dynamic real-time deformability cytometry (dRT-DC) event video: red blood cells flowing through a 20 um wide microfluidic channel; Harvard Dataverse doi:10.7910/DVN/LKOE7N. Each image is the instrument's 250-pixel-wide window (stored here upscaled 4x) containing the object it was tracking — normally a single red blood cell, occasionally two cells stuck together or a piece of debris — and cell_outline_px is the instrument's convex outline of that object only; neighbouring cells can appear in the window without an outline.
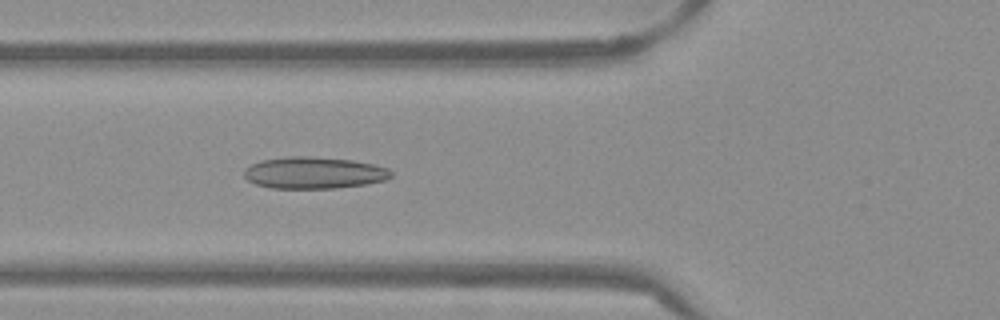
{"species": "Egyptian fruit bat (a non-hibernating species)", "species_latin": "Rousettus aegyptiacus", "temperature_condition": "warm", "stored_images_in_passage": 52, "camera_frame_rate_fps": 3000, "um_per_image_px": 0.085, "frame": {"image": 1, "passage_image": 19, "time_ms": 6.0, "image_size_px": [1000, 320], "cell_outline_px": [[392, 176], [384, 180], [364, 184], [336, 188], [272, 188], [256, 184], [248, 180], [244, 176], [244, 168], [260, 160], [284, 156], [308, 156], [352, 160], [372, 164], [388, 168], [392, 172]], "centroid_in_image_um": [26.65, 14.68], "position_along_channel_um": 99.1, "area_um2": 27.17}}
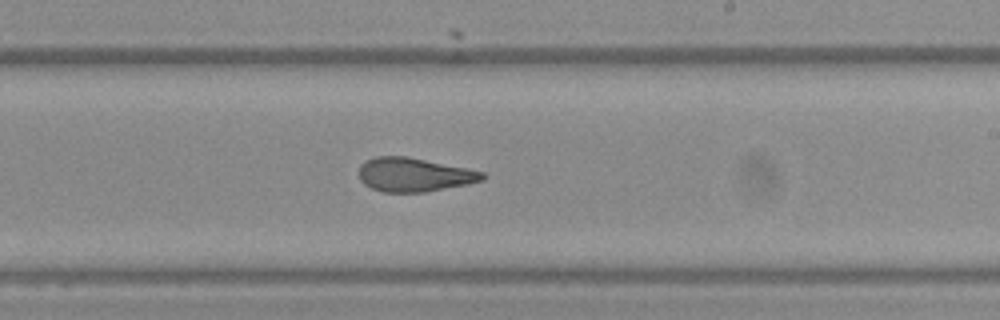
{"frame": {"image": 2, "passage_image": 31, "time_ms": 10.0, "image_size_px": [1000, 320], "cell_outline_px": [[488, 176], [484, 180], [468, 184], [424, 192], [384, 192], [372, 188], [364, 184], [360, 180], [360, 164], [376, 156], [408, 156], [468, 168], [484, 172]], "centroid_in_image_um": [35.24, 14.84], "position_along_channel_um": 253.8, "area_um2": 24.45}}
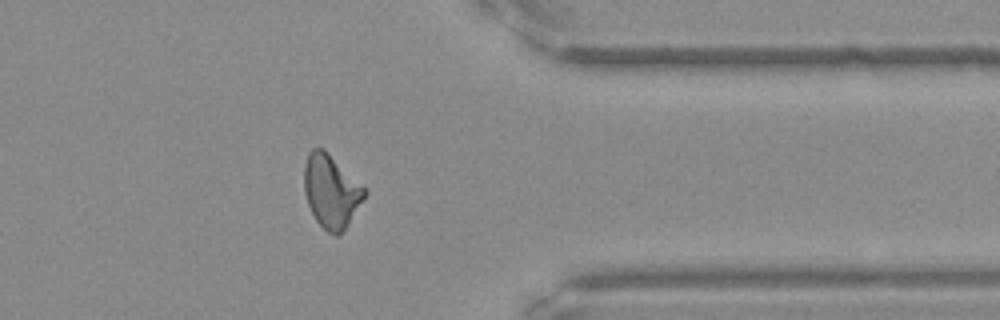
{"frame": {"image": 3, "passage_image": 42, "time_ms": 13.667, "image_size_px": [1000, 320], "cell_outline_px": [[368, 192], [348, 224], [336, 236], [328, 232], [316, 220], [308, 204], [304, 192], [304, 164], [308, 152], [312, 148], [324, 148]], "centroid_in_image_um": [28.12, 16.23], "position_along_channel_um": 383.3, "area_um2": 25.32}, "authors_computed_cell_mechanics": {"area_um2": 25.4609, "velocity_mm_per_s": 3.8515, "shape_relaxation_time_tau1_ms": null, "shape_relaxation_time_tau2_ms": 1.9062, "deformation_change_tau1": null, "deformation_change_tau2": 0.1001}}